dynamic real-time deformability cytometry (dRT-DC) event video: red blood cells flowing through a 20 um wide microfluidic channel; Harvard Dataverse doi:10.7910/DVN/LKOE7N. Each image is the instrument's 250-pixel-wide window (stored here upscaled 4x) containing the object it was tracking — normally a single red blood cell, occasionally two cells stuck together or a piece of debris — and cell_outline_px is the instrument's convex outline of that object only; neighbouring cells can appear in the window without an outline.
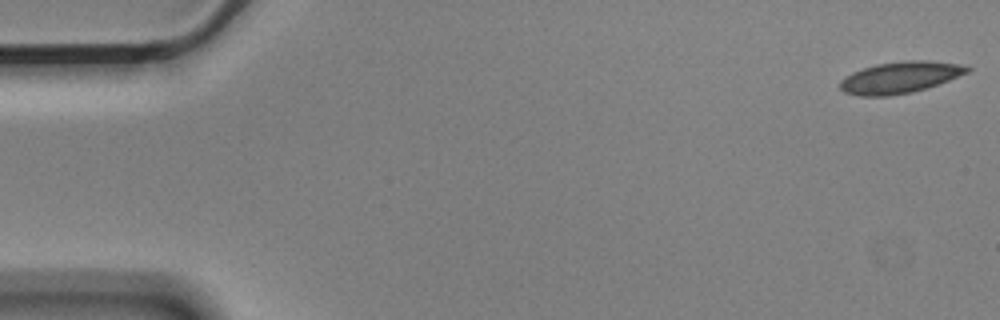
{"species": "Egyptian fruit bat (a non-hibernating species)", "species_latin": "Rousettus aegyptiacus", "temperature_condition": "cold", "stored_images_in_passage": 54, "camera_frame_rate_fps": 3000, "um_per_image_px": 0.085, "animal": {"sex": "male"}, "frame": {"image": 1, "passage_image": 1, "time_ms": 0.0, "image_size_px": [1000, 320], "cell_outline_px": [[972, 68], [968, 72], [948, 80], [912, 92], [888, 96], [860, 96], [844, 92], [840, 88], [840, 80], [844, 76], [852, 72], [876, 64], [904, 60], [928, 60], [960, 64]], "centroid_in_image_um": [76.47, 6.57], "position_along_channel_um": 8.5, "area_um2": 23.24}}
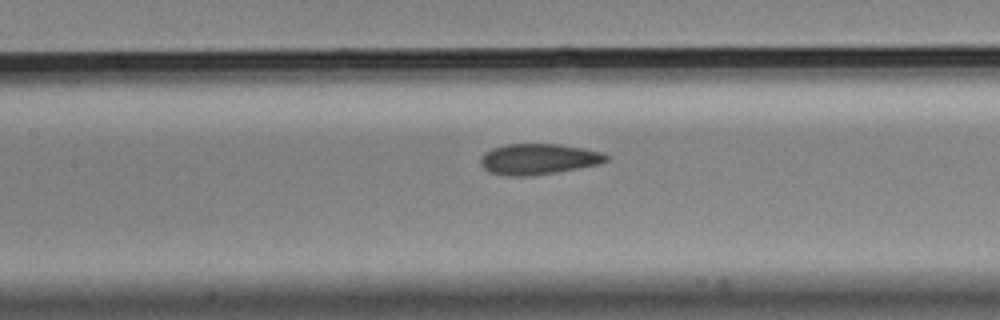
{"frame": {"image": 2, "passage_image": 25, "time_ms": 8.0, "image_size_px": [1000, 320], "cell_outline_px": [[608, 160], [600, 164], [556, 172], [532, 176], [504, 176], [488, 172], [480, 164], [480, 156], [484, 152], [492, 148], [508, 144], [560, 144], [584, 148], [604, 152], [608, 156]], "centroid_in_image_um": [45.75, 13.52], "position_along_channel_um": 161.6, "area_um2": 22.83}}
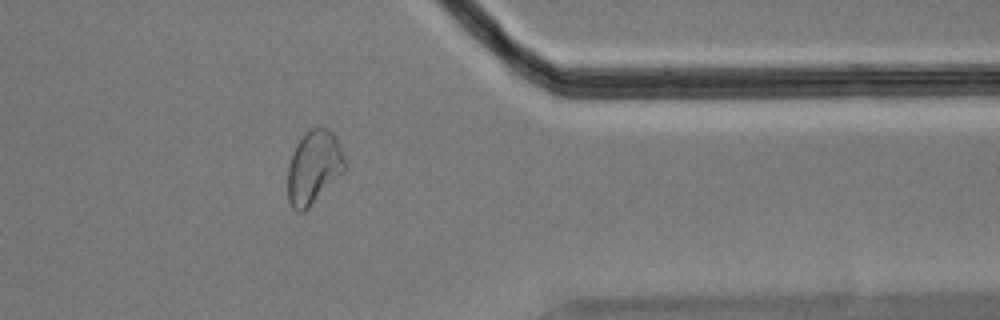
{"frame": {"image": 3, "passage_image": 45, "time_ms": 14.667, "image_size_px": [1000, 320], "cell_outline_px": [[348, 168], [304, 212], [296, 212], [292, 208], [288, 200], [288, 164], [292, 152], [296, 144], [304, 132], [308, 128], [328, 128], [336, 136]], "centroid_in_image_um": [26.67, 14.21], "position_along_channel_um": 384.7, "area_um2": 24.74}, "authors_computed_cell_mechanics": {"area_um2": 23.1489, "velocity_mm_per_s": 3.5518, "shape_relaxation_time_tau1_ms": null, "shape_relaxation_time_tau2_ms": 2.1973, "deformation_change_tau1": null, "deformation_change_tau2": 0.0755}}